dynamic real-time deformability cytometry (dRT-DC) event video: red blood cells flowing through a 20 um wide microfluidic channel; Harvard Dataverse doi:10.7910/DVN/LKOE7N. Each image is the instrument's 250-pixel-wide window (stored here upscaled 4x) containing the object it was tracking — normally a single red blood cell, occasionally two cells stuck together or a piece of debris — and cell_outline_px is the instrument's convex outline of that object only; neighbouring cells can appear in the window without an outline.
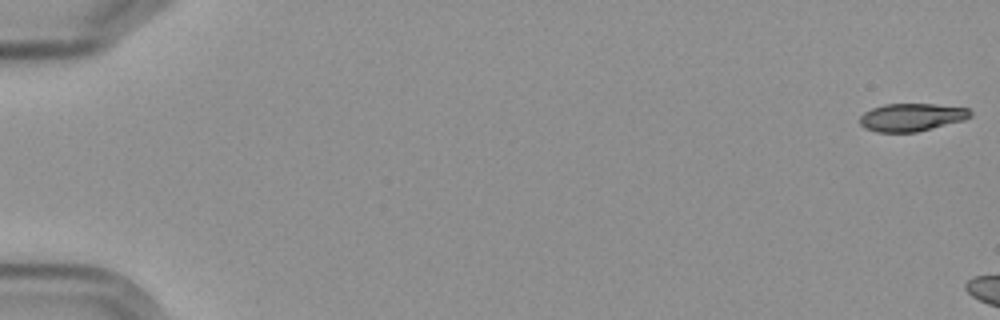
{"species": "Egyptian fruit bat (a non-hibernating species)", "species_latin": "Rousettus aegyptiacus", "temperature_condition": "cold", "stored_images_in_passage": 3, "camera_frame_rate_fps": 3000, "um_per_image_px": 0.085, "frame": {"image": 1, "passage_image": 1, "time_ms": 0.0, "image_size_px": [1000, 320], "cell_outline_px": [[972, 116], [964, 120], [916, 132], [876, 132], [864, 128], [860, 124], [860, 116], [864, 112], [872, 108], [884, 104], [936, 104], [968, 108], [972, 112]], "centroid_in_image_um": [77.48, 9.96], "position_along_channel_um": 7.5, "area_um2": 17.98}}